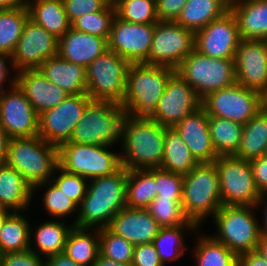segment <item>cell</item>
I'll list each match as a JSON object with an SVG mask.
<instances>
[{"label": "cell", "instance_id": "cell-9", "mask_svg": "<svg viewBox=\"0 0 267 266\" xmlns=\"http://www.w3.org/2000/svg\"><path fill=\"white\" fill-rule=\"evenodd\" d=\"M202 99L236 83L234 59L211 58L193 50L175 69Z\"/></svg>", "mask_w": 267, "mask_h": 266}, {"label": "cell", "instance_id": "cell-54", "mask_svg": "<svg viewBox=\"0 0 267 266\" xmlns=\"http://www.w3.org/2000/svg\"><path fill=\"white\" fill-rule=\"evenodd\" d=\"M44 260H45V266H81L75 263L71 258H69L64 253L50 256Z\"/></svg>", "mask_w": 267, "mask_h": 266}, {"label": "cell", "instance_id": "cell-61", "mask_svg": "<svg viewBox=\"0 0 267 266\" xmlns=\"http://www.w3.org/2000/svg\"><path fill=\"white\" fill-rule=\"evenodd\" d=\"M12 212L6 209H3L0 207V231L3 228V225L7 219V217L11 214Z\"/></svg>", "mask_w": 267, "mask_h": 266}, {"label": "cell", "instance_id": "cell-56", "mask_svg": "<svg viewBox=\"0 0 267 266\" xmlns=\"http://www.w3.org/2000/svg\"><path fill=\"white\" fill-rule=\"evenodd\" d=\"M266 200H267V192H264V193H262L260 195L259 201H258V203L256 205L257 207L258 206H260V207L263 206V208H264V210H263V216H264L263 217V225L261 227V233L262 234H267V201Z\"/></svg>", "mask_w": 267, "mask_h": 266}, {"label": "cell", "instance_id": "cell-46", "mask_svg": "<svg viewBox=\"0 0 267 266\" xmlns=\"http://www.w3.org/2000/svg\"><path fill=\"white\" fill-rule=\"evenodd\" d=\"M157 196L155 198L182 199L183 175L154 168Z\"/></svg>", "mask_w": 267, "mask_h": 266}, {"label": "cell", "instance_id": "cell-47", "mask_svg": "<svg viewBox=\"0 0 267 266\" xmlns=\"http://www.w3.org/2000/svg\"><path fill=\"white\" fill-rule=\"evenodd\" d=\"M111 0H63L70 23L87 13L102 11Z\"/></svg>", "mask_w": 267, "mask_h": 266}, {"label": "cell", "instance_id": "cell-12", "mask_svg": "<svg viewBox=\"0 0 267 266\" xmlns=\"http://www.w3.org/2000/svg\"><path fill=\"white\" fill-rule=\"evenodd\" d=\"M201 106L208 116L247 123L260 111V92L243 87L237 82L207 94Z\"/></svg>", "mask_w": 267, "mask_h": 266}, {"label": "cell", "instance_id": "cell-39", "mask_svg": "<svg viewBox=\"0 0 267 266\" xmlns=\"http://www.w3.org/2000/svg\"><path fill=\"white\" fill-rule=\"evenodd\" d=\"M194 246L197 266H238V256L212 235L201 234Z\"/></svg>", "mask_w": 267, "mask_h": 266}, {"label": "cell", "instance_id": "cell-22", "mask_svg": "<svg viewBox=\"0 0 267 266\" xmlns=\"http://www.w3.org/2000/svg\"><path fill=\"white\" fill-rule=\"evenodd\" d=\"M134 245L153 243L160 226L148 209L125 207L113 216L107 227Z\"/></svg>", "mask_w": 267, "mask_h": 266}, {"label": "cell", "instance_id": "cell-32", "mask_svg": "<svg viewBox=\"0 0 267 266\" xmlns=\"http://www.w3.org/2000/svg\"><path fill=\"white\" fill-rule=\"evenodd\" d=\"M27 9L29 19L58 39L71 28L63 1L30 2Z\"/></svg>", "mask_w": 267, "mask_h": 266}, {"label": "cell", "instance_id": "cell-60", "mask_svg": "<svg viewBox=\"0 0 267 266\" xmlns=\"http://www.w3.org/2000/svg\"><path fill=\"white\" fill-rule=\"evenodd\" d=\"M260 110L267 115V90L260 92Z\"/></svg>", "mask_w": 267, "mask_h": 266}, {"label": "cell", "instance_id": "cell-43", "mask_svg": "<svg viewBox=\"0 0 267 266\" xmlns=\"http://www.w3.org/2000/svg\"><path fill=\"white\" fill-rule=\"evenodd\" d=\"M182 199L155 198L147 208L160 227L185 225L189 219L182 208Z\"/></svg>", "mask_w": 267, "mask_h": 266}, {"label": "cell", "instance_id": "cell-55", "mask_svg": "<svg viewBox=\"0 0 267 266\" xmlns=\"http://www.w3.org/2000/svg\"><path fill=\"white\" fill-rule=\"evenodd\" d=\"M10 139L5 129L0 125V164L6 161Z\"/></svg>", "mask_w": 267, "mask_h": 266}, {"label": "cell", "instance_id": "cell-58", "mask_svg": "<svg viewBox=\"0 0 267 266\" xmlns=\"http://www.w3.org/2000/svg\"><path fill=\"white\" fill-rule=\"evenodd\" d=\"M257 252L265 259V262L267 263V234H261Z\"/></svg>", "mask_w": 267, "mask_h": 266}, {"label": "cell", "instance_id": "cell-18", "mask_svg": "<svg viewBox=\"0 0 267 266\" xmlns=\"http://www.w3.org/2000/svg\"><path fill=\"white\" fill-rule=\"evenodd\" d=\"M155 24H136L115 16L108 49L131 63L149 64V52L153 40Z\"/></svg>", "mask_w": 267, "mask_h": 266}, {"label": "cell", "instance_id": "cell-62", "mask_svg": "<svg viewBox=\"0 0 267 266\" xmlns=\"http://www.w3.org/2000/svg\"><path fill=\"white\" fill-rule=\"evenodd\" d=\"M222 1L230 7L234 5L235 3L239 2L240 0H222Z\"/></svg>", "mask_w": 267, "mask_h": 266}, {"label": "cell", "instance_id": "cell-57", "mask_svg": "<svg viewBox=\"0 0 267 266\" xmlns=\"http://www.w3.org/2000/svg\"><path fill=\"white\" fill-rule=\"evenodd\" d=\"M24 0H0V11L24 6Z\"/></svg>", "mask_w": 267, "mask_h": 266}, {"label": "cell", "instance_id": "cell-16", "mask_svg": "<svg viewBox=\"0 0 267 266\" xmlns=\"http://www.w3.org/2000/svg\"><path fill=\"white\" fill-rule=\"evenodd\" d=\"M0 92V125L10 138L38 136L39 115L15 83Z\"/></svg>", "mask_w": 267, "mask_h": 266}, {"label": "cell", "instance_id": "cell-7", "mask_svg": "<svg viewBox=\"0 0 267 266\" xmlns=\"http://www.w3.org/2000/svg\"><path fill=\"white\" fill-rule=\"evenodd\" d=\"M125 115L120 104L92 100L68 142L108 146L118 144Z\"/></svg>", "mask_w": 267, "mask_h": 266}, {"label": "cell", "instance_id": "cell-33", "mask_svg": "<svg viewBox=\"0 0 267 266\" xmlns=\"http://www.w3.org/2000/svg\"><path fill=\"white\" fill-rule=\"evenodd\" d=\"M267 154V115L261 110L244 124L240 146L234 155L250 161Z\"/></svg>", "mask_w": 267, "mask_h": 266}, {"label": "cell", "instance_id": "cell-1", "mask_svg": "<svg viewBox=\"0 0 267 266\" xmlns=\"http://www.w3.org/2000/svg\"><path fill=\"white\" fill-rule=\"evenodd\" d=\"M126 189L125 167L112 175L89 180L78 216L72 224L79 228H107L113 216L126 207Z\"/></svg>", "mask_w": 267, "mask_h": 266}, {"label": "cell", "instance_id": "cell-17", "mask_svg": "<svg viewBox=\"0 0 267 266\" xmlns=\"http://www.w3.org/2000/svg\"><path fill=\"white\" fill-rule=\"evenodd\" d=\"M59 39L28 19L11 56V68L16 72L38 69L47 59L58 55Z\"/></svg>", "mask_w": 267, "mask_h": 266}, {"label": "cell", "instance_id": "cell-40", "mask_svg": "<svg viewBox=\"0 0 267 266\" xmlns=\"http://www.w3.org/2000/svg\"><path fill=\"white\" fill-rule=\"evenodd\" d=\"M111 3L116 7V15L124 21L136 24L159 22L154 0H111Z\"/></svg>", "mask_w": 267, "mask_h": 266}, {"label": "cell", "instance_id": "cell-34", "mask_svg": "<svg viewBox=\"0 0 267 266\" xmlns=\"http://www.w3.org/2000/svg\"><path fill=\"white\" fill-rule=\"evenodd\" d=\"M156 196L154 168L127 170L126 207L147 209Z\"/></svg>", "mask_w": 267, "mask_h": 266}, {"label": "cell", "instance_id": "cell-59", "mask_svg": "<svg viewBox=\"0 0 267 266\" xmlns=\"http://www.w3.org/2000/svg\"><path fill=\"white\" fill-rule=\"evenodd\" d=\"M92 266H128V265H124L122 263H117L115 261L109 260L105 257H102L99 254L97 260L95 261V263Z\"/></svg>", "mask_w": 267, "mask_h": 266}, {"label": "cell", "instance_id": "cell-28", "mask_svg": "<svg viewBox=\"0 0 267 266\" xmlns=\"http://www.w3.org/2000/svg\"><path fill=\"white\" fill-rule=\"evenodd\" d=\"M62 221L64 222L51 220L42 224L40 223L34 232L35 234L32 233V228H30V239L34 238V242L30 240V250L40 257L45 255V259L56 254L64 253L67 236L74 225L68 226L65 224L67 220L62 219ZM33 245L36 246L38 252Z\"/></svg>", "mask_w": 267, "mask_h": 266}, {"label": "cell", "instance_id": "cell-20", "mask_svg": "<svg viewBox=\"0 0 267 266\" xmlns=\"http://www.w3.org/2000/svg\"><path fill=\"white\" fill-rule=\"evenodd\" d=\"M236 82L257 92L267 90V41L241 39L235 55Z\"/></svg>", "mask_w": 267, "mask_h": 266}, {"label": "cell", "instance_id": "cell-36", "mask_svg": "<svg viewBox=\"0 0 267 266\" xmlns=\"http://www.w3.org/2000/svg\"><path fill=\"white\" fill-rule=\"evenodd\" d=\"M212 144L218 156L235 155L241 142L243 124L229 119L208 116Z\"/></svg>", "mask_w": 267, "mask_h": 266}, {"label": "cell", "instance_id": "cell-5", "mask_svg": "<svg viewBox=\"0 0 267 266\" xmlns=\"http://www.w3.org/2000/svg\"><path fill=\"white\" fill-rule=\"evenodd\" d=\"M6 164L16 169L32 186L50 181L59 166L58 146L40 136L11 138Z\"/></svg>", "mask_w": 267, "mask_h": 266}, {"label": "cell", "instance_id": "cell-21", "mask_svg": "<svg viewBox=\"0 0 267 266\" xmlns=\"http://www.w3.org/2000/svg\"><path fill=\"white\" fill-rule=\"evenodd\" d=\"M173 128L199 163H213L218 157L209 132L208 114L201 106Z\"/></svg>", "mask_w": 267, "mask_h": 266}, {"label": "cell", "instance_id": "cell-52", "mask_svg": "<svg viewBox=\"0 0 267 266\" xmlns=\"http://www.w3.org/2000/svg\"><path fill=\"white\" fill-rule=\"evenodd\" d=\"M8 62H10L9 65H12L11 64V62H12L11 56L0 53V92L3 90H6V88H4V86H3L4 83L6 82V80H8V83H9V86H7L8 88H11L15 84L14 75H13V78L11 77V80L9 82V79H10L9 77L11 76L9 74L12 72H9V69L7 67Z\"/></svg>", "mask_w": 267, "mask_h": 266}, {"label": "cell", "instance_id": "cell-3", "mask_svg": "<svg viewBox=\"0 0 267 266\" xmlns=\"http://www.w3.org/2000/svg\"><path fill=\"white\" fill-rule=\"evenodd\" d=\"M175 69L146 63H131L127 70L125 96L121 106L126 115L149 117Z\"/></svg>", "mask_w": 267, "mask_h": 266}, {"label": "cell", "instance_id": "cell-49", "mask_svg": "<svg viewBox=\"0 0 267 266\" xmlns=\"http://www.w3.org/2000/svg\"><path fill=\"white\" fill-rule=\"evenodd\" d=\"M131 266H164L153 243L138 244L134 247Z\"/></svg>", "mask_w": 267, "mask_h": 266}, {"label": "cell", "instance_id": "cell-44", "mask_svg": "<svg viewBox=\"0 0 267 266\" xmlns=\"http://www.w3.org/2000/svg\"><path fill=\"white\" fill-rule=\"evenodd\" d=\"M49 186L44 194L43 203L44 207L53 217L62 219L69 214L78 213L79 206L71 200L64 192H62L51 180L39 183L33 187V193L42 186Z\"/></svg>", "mask_w": 267, "mask_h": 266}, {"label": "cell", "instance_id": "cell-31", "mask_svg": "<svg viewBox=\"0 0 267 266\" xmlns=\"http://www.w3.org/2000/svg\"><path fill=\"white\" fill-rule=\"evenodd\" d=\"M198 164L178 132L173 127L165 126L163 161L160 168L185 175Z\"/></svg>", "mask_w": 267, "mask_h": 266}, {"label": "cell", "instance_id": "cell-50", "mask_svg": "<svg viewBox=\"0 0 267 266\" xmlns=\"http://www.w3.org/2000/svg\"><path fill=\"white\" fill-rule=\"evenodd\" d=\"M188 0H156L159 21H176Z\"/></svg>", "mask_w": 267, "mask_h": 266}, {"label": "cell", "instance_id": "cell-38", "mask_svg": "<svg viewBox=\"0 0 267 266\" xmlns=\"http://www.w3.org/2000/svg\"><path fill=\"white\" fill-rule=\"evenodd\" d=\"M29 19L27 6L0 11V53L12 56Z\"/></svg>", "mask_w": 267, "mask_h": 266}, {"label": "cell", "instance_id": "cell-35", "mask_svg": "<svg viewBox=\"0 0 267 266\" xmlns=\"http://www.w3.org/2000/svg\"><path fill=\"white\" fill-rule=\"evenodd\" d=\"M200 230V227L189 220L185 225L160 227L157 236L153 240V245L158 252L161 262L166 266L167 261H176L186 251L184 235L186 230L191 232Z\"/></svg>", "mask_w": 267, "mask_h": 266}, {"label": "cell", "instance_id": "cell-37", "mask_svg": "<svg viewBox=\"0 0 267 266\" xmlns=\"http://www.w3.org/2000/svg\"><path fill=\"white\" fill-rule=\"evenodd\" d=\"M23 212H12L0 231V255L30 249V223Z\"/></svg>", "mask_w": 267, "mask_h": 266}, {"label": "cell", "instance_id": "cell-13", "mask_svg": "<svg viewBox=\"0 0 267 266\" xmlns=\"http://www.w3.org/2000/svg\"><path fill=\"white\" fill-rule=\"evenodd\" d=\"M195 49V32L175 21L155 24L149 64L176 69Z\"/></svg>", "mask_w": 267, "mask_h": 266}, {"label": "cell", "instance_id": "cell-25", "mask_svg": "<svg viewBox=\"0 0 267 266\" xmlns=\"http://www.w3.org/2000/svg\"><path fill=\"white\" fill-rule=\"evenodd\" d=\"M38 69L69 95L87 93L86 68L79 64L68 62L56 55L44 61Z\"/></svg>", "mask_w": 267, "mask_h": 266}, {"label": "cell", "instance_id": "cell-42", "mask_svg": "<svg viewBox=\"0 0 267 266\" xmlns=\"http://www.w3.org/2000/svg\"><path fill=\"white\" fill-rule=\"evenodd\" d=\"M100 255L109 260L131 266L135 245L111 232L108 228L99 229Z\"/></svg>", "mask_w": 267, "mask_h": 266}, {"label": "cell", "instance_id": "cell-19", "mask_svg": "<svg viewBox=\"0 0 267 266\" xmlns=\"http://www.w3.org/2000/svg\"><path fill=\"white\" fill-rule=\"evenodd\" d=\"M240 41L238 25L230 10L195 32V50L211 58L235 59Z\"/></svg>", "mask_w": 267, "mask_h": 266}, {"label": "cell", "instance_id": "cell-23", "mask_svg": "<svg viewBox=\"0 0 267 266\" xmlns=\"http://www.w3.org/2000/svg\"><path fill=\"white\" fill-rule=\"evenodd\" d=\"M15 83L24 92L37 114L55 108L69 94L48 80L39 69L16 72Z\"/></svg>", "mask_w": 267, "mask_h": 266}, {"label": "cell", "instance_id": "cell-26", "mask_svg": "<svg viewBox=\"0 0 267 266\" xmlns=\"http://www.w3.org/2000/svg\"><path fill=\"white\" fill-rule=\"evenodd\" d=\"M33 187L14 168L0 164V207L11 212H24L31 204Z\"/></svg>", "mask_w": 267, "mask_h": 266}, {"label": "cell", "instance_id": "cell-27", "mask_svg": "<svg viewBox=\"0 0 267 266\" xmlns=\"http://www.w3.org/2000/svg\"><path fill=\"white\" fill-rule=\"evenodd\" d=\"M241 39L267 41V0H240L229 7Z\"/></svg>", "mask_w": 267, "mask_h": 266}, {"label": "cell", "instance_id": "cell-8", "mask_svg": "<svg viewBox=\"0 0 267 266\" xmlns=\"http://www.w3.org/2000/svg\"><path fill=\"white\" fill-rule=\"evenodd\" d=\"M112 146L63 142L58 146L59 167L88 180L109 176L120 170L121 154L108 150Z\"/></svg>", "mask_w": 267, "mask_h": 266}, {"label": "cell", "instance_id": "cell-48", "mask_svg": "<svg viewBox=\"0 0 267 266\" xmlns=\"http://www.w3.org/2000/svg\"><path fill=\"white\" fill-rule=\"evenodd\" d=\"M3 266H45L43 257L38 256L32 250L22 252L3 253L0 255Z\"/></svg>", "mask_w": 267, "mask_h": 266}, {"label": "cell", "instance_id": "cell-53", "mask_svg": "<svg viewBox=\"0 0 267 266\" xmlns=\"http://www.w3.org/2000/svg\"><path fill=\"white\" fill-rule=\"evenodd\" d=\"M238 266H267V263L257 251H253L239 255Z\"/></svg>", "mask_w": 267, "mask_h": 266}, {"label": "cell", "instance_id": "cell-24", "mask_svg": "<svg viewBox=\"0 0 267 266\" xmlns=\"http://www.w3.org/2000/svg\"><path fill=\"white\" fill-rule=\"evenodd\" d=\"M107 50L108 39L80 32L72 27L59 38L58 55L85 68Z\"/></svg>", "mask_w": 267, "mask_h": 266}, {"label": "cell", "instance_id": "cell-2", "mask_svg": "<svg viewBox=\"0 0 267 266\" xmlns=\"http://www.w3.org/2000/svg\"><path fill=\"white\" fill-rule=\"evenodd\" d=\"M165 126L149 117L125 115L120 150L127 170L160 168L163 161Z\"/></svg>", "mask_w": 267, "mask_h": 266}, {"label": "cell", "instance_id": "cell-51", "mask_svg": "<svg viewBox=\"0 0 267 266\" xmlns=\"http://www.w3.org/2000/svg\"><path fill=\"white\" fill-rule=\"evenodd\" d=\"M260 194L267 192V155L249 161Z\"/></svg>", "mask_w": 267, "mask_h": 266}, {"label": "cell", "instance_id": "cell-6", "mask_svg": "<svg viewBox=\"0 0 267 266\" xmlns=\"http://www.w3.org/2000/svg\"><path fill=\"white\" fill-rule=\"evenodd\" d=\"M257 206L222 205L211 218L218 235H212L237 256L257 251L261 225L253 214Z\"/></svg>", "mask_w": 267, "mask_h": 266}, {"label": "cell", "instance_id": "cell-10", "mask_svg": "<svg viewBox=\"0 0 267 266\" xmlns=\"http://www.w3.org/2000/svg\"><path fill=\"white\" fill-rule=\"evenodd\" d=\"M130 63L107 50L86 67L87 94L92 100L122 104Z\"/></svg>", "mask_w": 267, "mask_h": 266}, {"label": "cell", "instance_id": "cell-29", "mask_svg": "<svg viewBox=\"0 0 267 266\" xmlns=\"http://www.w3.org/2000/svg\"><path fill=\"white\" fill-rule=\"evenodd\" d=\"M64 254L78 265L92 266L100 254L99 229L73 226L66 239Z\"/></svg>", "mask_w": 267, "mask_h": 266}, {"label": "cell", "instance_id": "cell-63", "mask_svg": "<svg viewBox=\"0 0 267 266\" xmlns=\"http://www.w3.org/2000/svg\"><path fill=\"white\" fill-rule=\"evenodd\" d=\"M27 6L30 2H40V1H63V0H24Z\"/></svg>", "mask_w": 267, "mask_h": 266}, {"label": "cell", "instance_id": "cell-15", "mask_svg": "<svg viewBox=\"0 0 267 266\" xmlns=\"http://www.w3.org/2000/svg\"><path fill=\"white\" fill-rule=\"evenodd\" d=\"M202 99L177 72L167 81L163 95L149 118L157 123L173 127L190 113L201 107Z\"/></svg>", "mask_w": 267, "mask_h": 266}, {"label": "cell", "instance_id": "cell-64", "mask_svg": "<svg viewBox=\"0 0 267 266\" xmlns=\"http://www.w3.org/2000/svg\"><path fill=\"white\" fill-rule=\"evenodd\" d=\"M0 266H3V263H2L1 257H0Z\"/></svg>", "mask_w": 267, "mask_h": 266}, {"label": "cell", "instance_id": "cell-30", "mask_svg": "<svg viewBox=\"0 0 267 266\" xmlns=\"http://www.w3.org/2000/svg\"><path fill=\"white\" fill-rule=\"evenodd\" d=\"M228 11L229 6L222 0H188L175 22L196 32Z\"/></svg>", "mask_w": 267, "mask_h": 266}, {"label": "cell", "instance_id": "cell-41", "mask_svg": "<svg viewBox=\"0 0 267 266\" xmlns=\"http://www.w3.org/2000/svg\"><path fill=\"white\" fill-rule=\"evenodd\" d=\"M115 16L116 7L110 2L102 11L78 17L71 23V27L80 32L109 39Z\"/></svg>", "mask_w": 267, "mask_h": 266}, {"label": "cell", "instance_id": "cell-11", "mask_svg": "<svg viewBox=\"0 0 267 266\" xmlns=\"http://www.w3.org/2000/svg\"><path fill=\"white\" fill-rule=\"evenodd\" d=\"M213 163L219 176L222 205H257L261 194L249 161L231 155L218 156Z\"/></svg>", "mask_w": 267, "mask_h": 266}, {"label": "cell", "instance_id": "cell-45", "mask_svg": "<svg viewBox=\"0 0 267 266\" xmlns=\"http://www.w3.org/2000/svg\"><path fill=\"white\" fill-rule=\"evenodd\" d=\"M56 174L58 175L56 176ZM51 181L71 200L80 206L82 199L87 192L88 179L77 174L66 172L58 166Z\"/></svg>", "mask_w": 267, "mask_h": 266}, {"label": "cell", "instance_id": "cell-14", "mask_svg": "<svg viewBox=\"0 0 267 266\" xmlns=\"http://www.w3.org/2000/svg\"><path fill=\"white\" fill-rule=\"evenodd\" d=\"M91 101L87 93L69 95L55 108L39 114L38 136L56 146L69 141Z\"/></svg>", "mask_w": 267, "mask_h": 266}, {"label": "cell", "instance_id": "cell-4", "mask_svg": "<svg viewBox=\"0 0 267 266\" xmlns=\"http://www.w3.org/2000/svg\"><path fill=\"white\" fill-rule=\"evenodd\" d=\"M182 208L185 216L201 227L222 206L219 176L214 163H199L183 175Z\"/></svg>", "mask_w": 267, "mask_h": 266}]
</instances>
